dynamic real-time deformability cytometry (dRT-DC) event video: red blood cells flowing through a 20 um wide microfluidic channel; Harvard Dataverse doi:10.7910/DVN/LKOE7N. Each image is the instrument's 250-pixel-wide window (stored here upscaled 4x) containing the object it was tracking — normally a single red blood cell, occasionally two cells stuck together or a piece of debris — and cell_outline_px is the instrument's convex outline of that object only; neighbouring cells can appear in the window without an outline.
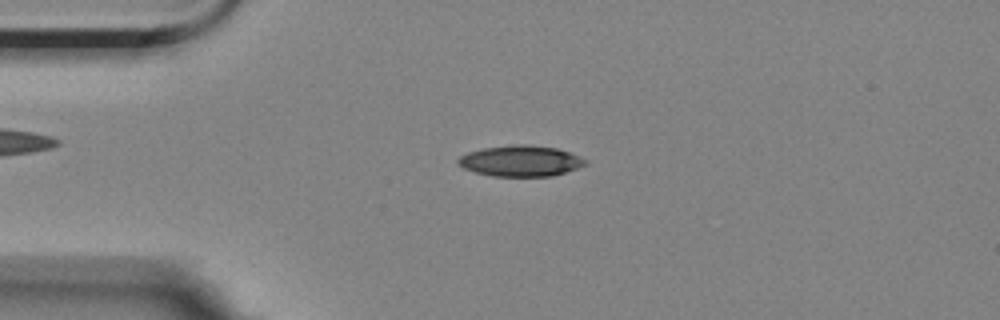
{"species": "Egyptian fruit bat (a non-hibernating species)", "species_latin": "Rousettus aegyptiacus", "temperature_condition": "room temperature", "stored_images_in_passage": 4, "camera_frame_rate_fps": 3000, "um_per_image_px": 0.085, "animal": {"sex": "female"}, "frame": {"image": 1, "passage_image": 3, "time_ms": 2.333, "image_size_px": [1000, 320], "cell_outline_px": [[588, 164], [552, 176], [492, 176], [476, 172], [464, 168], [456, 160], [460, 156], [468, 152], [484, 148], [516, 144], [528, 144], [556, 148], [568, 152], [588, 160]], "centroid_in_image_um": [44.26, 13.67], "position_along_channel_um": 40.7, "area_um2": 22.72}}